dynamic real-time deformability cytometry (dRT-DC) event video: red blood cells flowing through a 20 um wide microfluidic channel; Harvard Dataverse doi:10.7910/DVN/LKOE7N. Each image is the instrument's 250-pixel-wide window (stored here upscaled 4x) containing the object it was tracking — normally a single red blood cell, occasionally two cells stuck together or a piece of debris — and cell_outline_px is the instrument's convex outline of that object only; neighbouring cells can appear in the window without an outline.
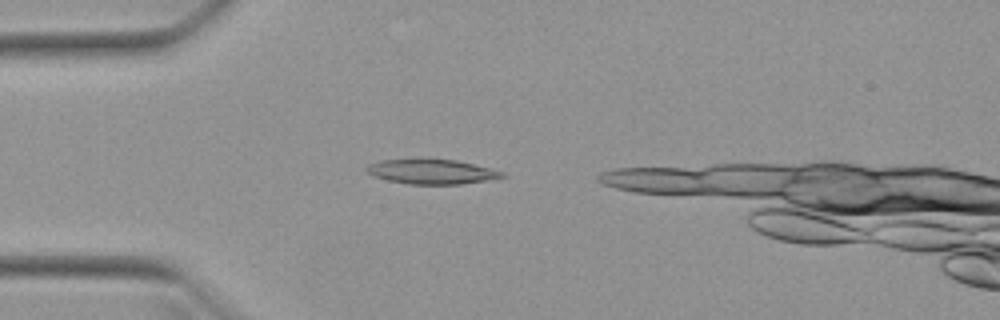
{"species": "Egyptian fruit bat (a non-hibernating species)", "species_latin": "Rousettus aegyptiacus", "temperature_condition": "warm", "stored_images_in_passage": 29, "camera_frame_rate_fps": 3000, "um_per_image_px": 0.085, "animal": {"sex": "female"}, "frame": {"image": 1, "passage_image": 5, "time_ms": 1.333, "image_size_px": [1000, 320], "cell_outline_px": [[508, 176], [488, 180], [460, 184], [408, 184], [388, 180], [376, 176], [368, 172], [364, 168], [368, 164], [380, 160], [456, 160], [504, 172]], "centroid_in_image_um": [36.71, 14.6], "position_along_channel_um": 48.3, "area_um2": 19.07}}
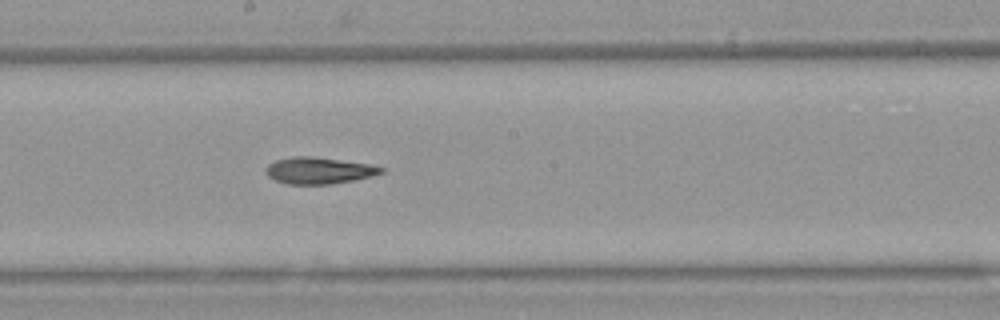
{"frame": {"image": 2, "passage_image": 19, "time_ms": 6.0, "image_size_px": [1000, 320], "cell_outline_px": [[384, 172], [372, 176], [352, 180], [328, 184], [288, 184], [276, 180], [268, 176], [264, 172], [264, 168], [268, 164], [276, 160], [292, 156], [312, 156], [372, 164], [384, 168]], "centroid_in_image_um": [27.08, 14.48], "position_along_channel_um": 221.1, "area_um2": 17.92}}
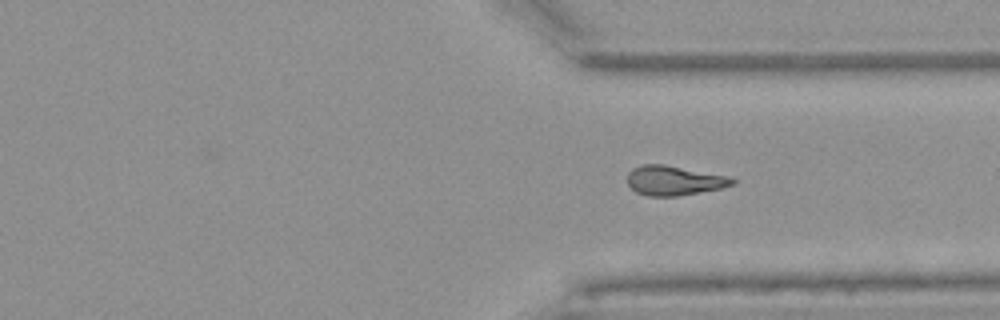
{"frame": {"image": 3, "passage_image": 29, "time_ms": 9.333, "image_size_px": [1000, 320], "cell_outline_px": [[736, 184], [720, 188], [676, 196], [648, 196], [636, 192], [628, 184], [628, 172], [632, 168], [644, 164], [664, 164], [728, 176], [736, 180]], "centroid_in_image_um": [57.29, 15.34], "position_along_channel_um": 354.1, "area_um2": 17.98}}